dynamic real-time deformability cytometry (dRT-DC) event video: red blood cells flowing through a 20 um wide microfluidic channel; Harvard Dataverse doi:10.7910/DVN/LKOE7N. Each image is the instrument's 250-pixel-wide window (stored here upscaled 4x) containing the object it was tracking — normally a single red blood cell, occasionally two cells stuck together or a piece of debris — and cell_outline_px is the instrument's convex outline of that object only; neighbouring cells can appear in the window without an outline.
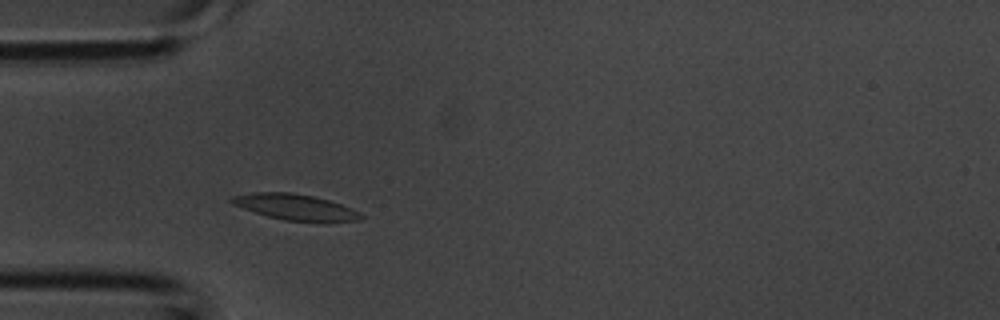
{"species": "common noctule bat (a hibernating species)", "species_latin": "Nyctalus noctula", "temperature_condition": "room temperature", "stored_images_in_passage": 3, "camera_frame_rate_fps": 3000, "um_per_image_px": 0.085, "animal": {"sex": "male", "body_mass_g": 20.1, "forearm_length_mm": 53.5}, "frame": {"image": 1, "passage_image": 3, "time_ms": 0.667, "image_size_px": [1000, 320], "cell_outline_px": [[364, 216], [360, 220], [284, 220], [268, 216], [232, 204], [228, 200], [232, 196], [252, 192], [292, 192], [312, 196], [328, 200], [340, 204], [360, 212]], "centroid_in_image_um": [25.03, 17.56], "position_along_channel_um": 60.0, "area_um2": 18.84}}